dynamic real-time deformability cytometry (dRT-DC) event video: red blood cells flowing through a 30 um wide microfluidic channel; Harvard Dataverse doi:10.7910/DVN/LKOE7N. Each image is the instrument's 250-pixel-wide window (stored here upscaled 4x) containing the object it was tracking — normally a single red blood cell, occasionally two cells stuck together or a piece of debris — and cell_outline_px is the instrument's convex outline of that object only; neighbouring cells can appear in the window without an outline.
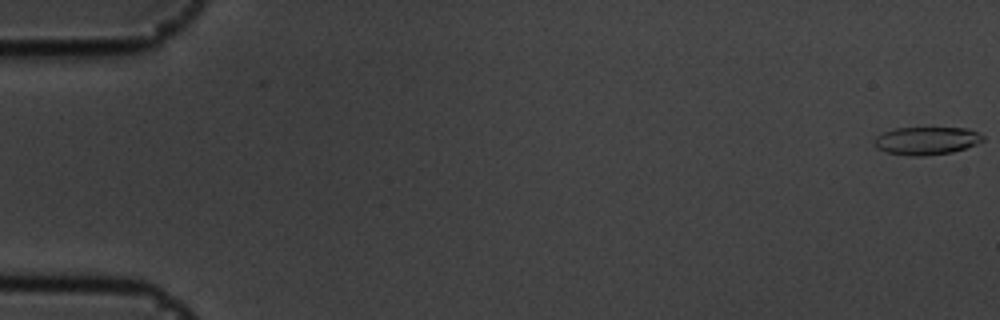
{"species": "common noctule bat (a hibernating species)", "species_latin": "Nyctalus noctula", "temperature_condition": "cold", "stored_images_in_passage": 56, "camera_frame_rate_fps": 3000, "um_per_image_px": 0.085, "animal": {"sex": "male", "body_mass_g": 19.5, "forearm_length_mm": 54.6}, "frame": {"image": 1, "passage_image": 1, "time_ms": 0.0, "image_size_px": [1000, 320], "cell_outline_px": [[984, 140], [976, 144], [952, 152], [924, 156], [908, 156], [888, 152], [876, 148], [872, 140], [876, 136], [884, 132], [896, 128], [968, 128], [984, 136]], "centroid_in_image_um": [78.72, 11.96], "position_along_channel_um": 6.3, "area_um2": 17.63}}
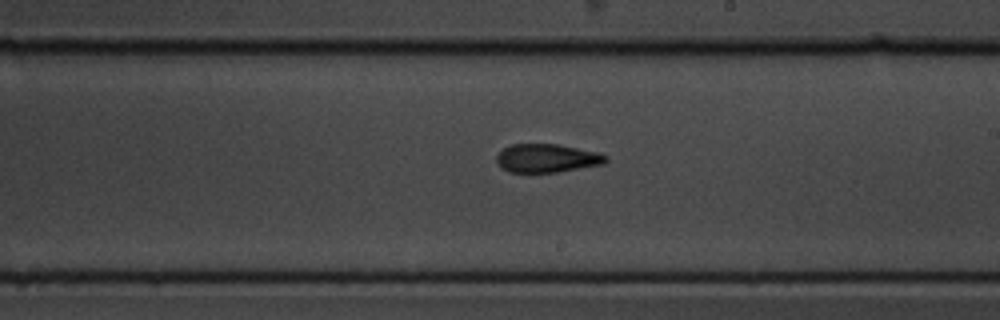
{"frame": {"image": 2, "passage_image": 33, "time_ms": 10.667, "image_size_px": [1000, 320], "cell_outline_px": [[608, 160], [604, 164], [556, 172], [508, 172], [500, 168], [496, 160], [496, 156], [504, 148], [512, 144], [556, 144], [600, 152], [608, 156]], "centroid_in_image_um": [46.5, 13.45], "position_along_channel_um": 242.5, "area_um2": 18.21}}
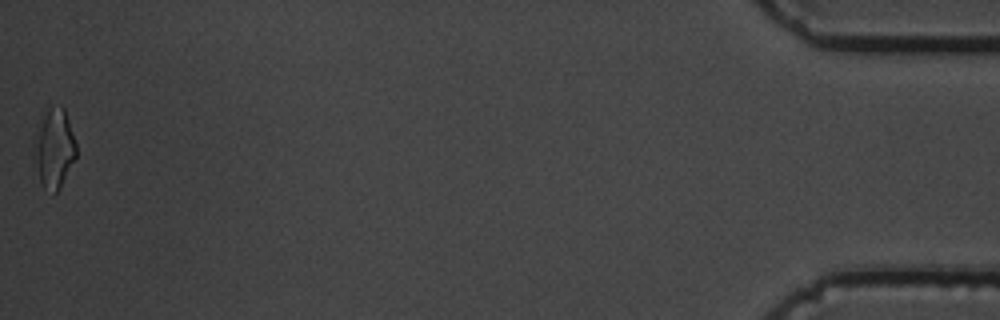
{"frame": {"image": 3, "passage_image": 56, "time_ms": 18.333, "image_size_px": [1000, 320], "cell_outline_px": [[76, 156], [60, 188], [52, 196], [44, 188], [40, 180], [32, 144], [32, 140], [40, 112], [52, 104], [64, 108], [76, 144]], "centroid_in_image_um": [4.55, 12.54], "position_along_channel_um": 430.6, "area_um2": 20.0}, "authors_computed_cell_mechanics": {"area_um2": 18.207, "velocity_mm_per_s": 3.6518, "shape_relaxation_time_tau1_ms": 5.9711, "shape_relaxation_time_tau2_ms": 2.1746, "deformation_change_tau1": 0.1675, "deformation_change_tau2": 0.0972}}